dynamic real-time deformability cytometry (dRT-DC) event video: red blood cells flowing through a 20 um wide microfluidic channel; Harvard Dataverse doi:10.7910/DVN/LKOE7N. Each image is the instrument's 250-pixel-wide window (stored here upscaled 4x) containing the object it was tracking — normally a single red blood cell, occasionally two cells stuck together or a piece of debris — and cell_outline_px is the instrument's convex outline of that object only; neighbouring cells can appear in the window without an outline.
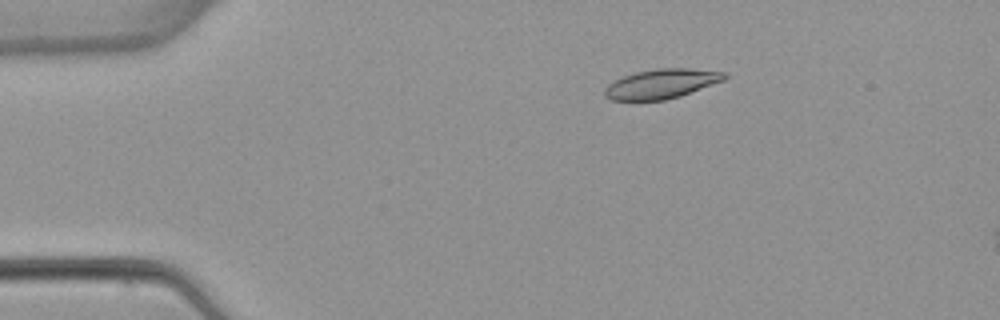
{"species": "common noctule bat (a hibernating species)", "species_latin": "Nyctalus noctula", "temperature_condition": "warm", "stored_images_in_passage": 5, "camera_frame_rate_fps": 3000, "um_per_image_px": 0.085, "animal": {"sex": "female", "body_mass_g": 22.7, "forearm_length_mm": 54.2}, "frame": {"image": 1, "passage_image": 2, "time_ms": 2.0, "image_size_px": [1000, 320], "cell_outline_px": [[728, 76], [724, 80], [680, 96], [664, 100], [612, 100], [604, 96], [604, 88], [608, 84], [624, 76], [636, 72], [656, 68], [688, 68], [724, 72]], "centroid_in_image_um": [56.21, 7.12], "position_along_channel_um": 28.8, "area_um2": 20.46}}
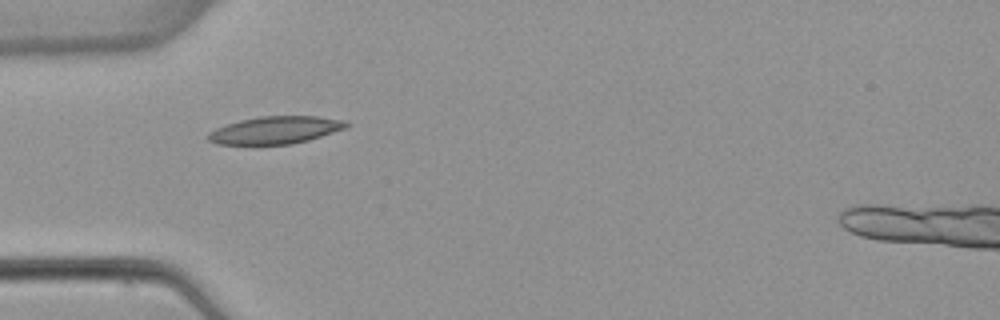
{"frame": {"image": 2, "passage_image": 4, "time_ms": 4.333, "image_size_px": [1000, 320], "cell_outline_px": [[352, 124], [344, 128], [308, 140], [292, 144], [216, 144], [208, 140], [208, 132], [216, 128], [240, 120], [260, 116], [316, 116], [348, 120]], "centroid_in_image_um": [23.43, 11.05], "position_along_channel_um": 61.6, "area_um2": 22.02}}
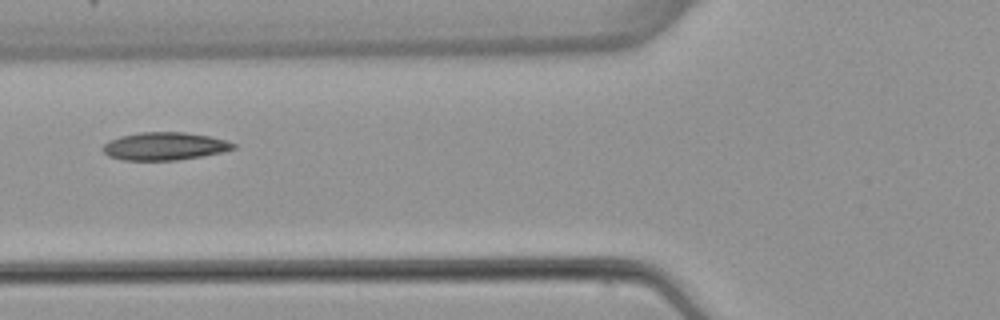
{"frame": {"image": 3, "passage_image": 5, "time_ms": 5.667, "image_size_px": [1000, 320], "cell_outline_px": [[236, 148], [224, 152], [176, 160], [124, 160], [108, 156], [100, 148], [108, 140], [120, 136], [140, 132], [184, 132], [208, 136], [224, 140], [236, 144]], "centroid_in_image_um": [13.95, 12.42], "position_along_channel_um": 111.8, "area_um2": 21.15}}